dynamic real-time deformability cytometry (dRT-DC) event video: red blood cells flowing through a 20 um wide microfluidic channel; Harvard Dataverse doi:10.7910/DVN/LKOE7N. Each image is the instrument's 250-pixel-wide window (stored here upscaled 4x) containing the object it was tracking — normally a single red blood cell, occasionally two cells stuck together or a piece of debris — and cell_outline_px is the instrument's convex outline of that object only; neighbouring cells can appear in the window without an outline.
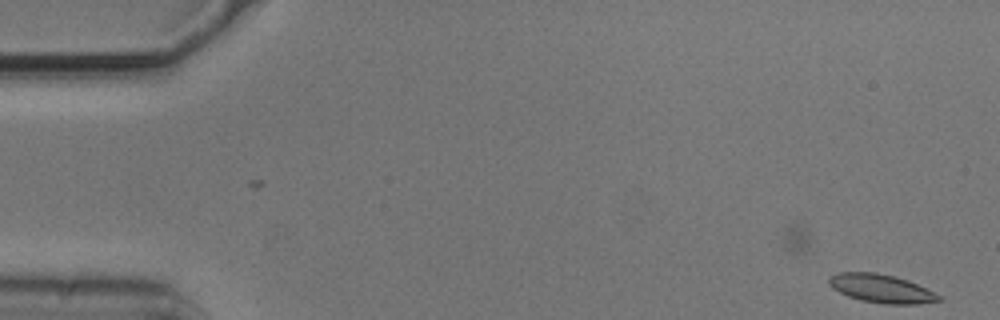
{"species": "common noctule bat (a hibernating species)", "species_latin": "Nyctalus noctula", "temperature_condition": "cold", "stored_images_in_passage": 11, "camera_frame_rate_fps": 3000, "um_per_image_px": 0.085, "animal": {"sex": "male", "body_mass_g": 20.5, "forearm_length_mm": 52.5}, "frame": {"image": 1, "passage_image": 11, "time_ms": 3.333, "image_size_px": [1000, 320], "cell_outline_px": [[944, 300], [916, 304], [884, 304], [860, 300], [848, 296], [832, 288], [828, 284], [828, 280], [832, 276], [840, 272], [876, 272], [908, 280], [940, 296]], "centroid_in_image_um": [74.89, 24.53], "position_along_channel_um": 10.1, "area_um2": 17.98}}